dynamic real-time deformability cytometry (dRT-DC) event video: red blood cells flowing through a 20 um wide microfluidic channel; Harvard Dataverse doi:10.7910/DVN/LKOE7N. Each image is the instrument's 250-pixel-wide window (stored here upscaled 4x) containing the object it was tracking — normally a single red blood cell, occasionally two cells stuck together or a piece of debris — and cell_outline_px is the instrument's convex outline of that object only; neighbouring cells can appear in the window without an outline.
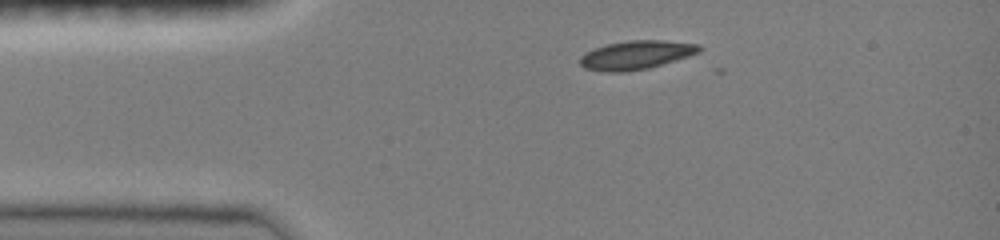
{"species": "common noctule bat (a hibernating species)", "species_latin": "Nyctalus noctula", "temperature_condition": "room temperature", "stored_images_in_passage": 2, "camera_frame_rate_fps": 3000, "um_per_image_px": 0.085, "animal": {"sex": "female", "body_mass_g": 19.0, "forearm_length_mm": 51.5}, "frame": {"image": 1, "passage_image": 1, "time_ms": 0.0, "image_size_px": [1000, 240], "cell_outline_px": [[704, 48], [700, 52], [676, 60], [648, 68], [624, 72], [604, 72], [584, 68], [580, 64], [580, 56], [596, 48], [608, 44], [628, 40], [664, 40], [700, 44]], "centroid_in_image_um": [54.11, 4.67], "position_along_channel_um": 30.9, "area_um2": 19.94}}